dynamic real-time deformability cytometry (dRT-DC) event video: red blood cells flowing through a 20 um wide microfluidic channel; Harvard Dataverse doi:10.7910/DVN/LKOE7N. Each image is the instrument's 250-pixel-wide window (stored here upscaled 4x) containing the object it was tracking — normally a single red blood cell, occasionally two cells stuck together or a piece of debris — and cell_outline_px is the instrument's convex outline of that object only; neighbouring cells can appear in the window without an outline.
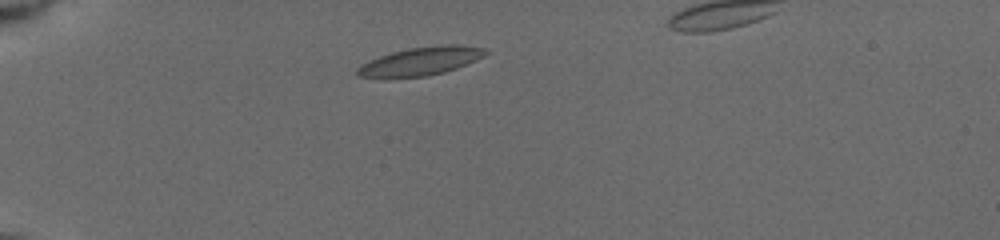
{"species": "common noctule bat (a hibernating species)", "species_latin": "Nyctalus noctula", "temperature_condition": "cold", "stored_images_in_passage": 72, "camera_frame_rate_fps": 3000, "um_per_image_px": 0.085, "animal": {"sex": "female", "body_mass_g": 19.5, "forearm_length_mm": 54.1}, "frame": {"image": 1, "passage_image": 1, "time_ms": 0.0, "image_size_px": [1000, 240], "cell_outline_px": [[488, 52], [484, 56], [476, 60], [456, 68], [444, 72], [428, 76], [356, 76], [356, 68], [380, 56], [392, 52], [408, 48], [448, 44], [452, 44], [484, 48]], "centroid_in_image_um": [35.82, 5.18], "position_along_channel_um": 49.2, "area_um2": 20.46}}
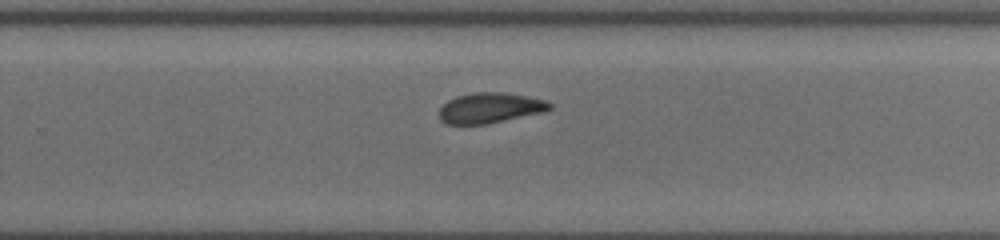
{"frame": {"image": 2, "passage_image": 41, "time_ms": 7.0, "image_size_px": [1000, 240], "cell_outline_px": [[552, 108], [544, 112], [484, 124], [448, 124], [440, 120], [440, 108], [448, 100], [456, 96], [476, 92], [504, 92], [544, 100], [552, 104]], "centroid_in_image_um": [41.64, 9.17], "position_along_channel_um": 288.2, "area_um2": 19.31}}
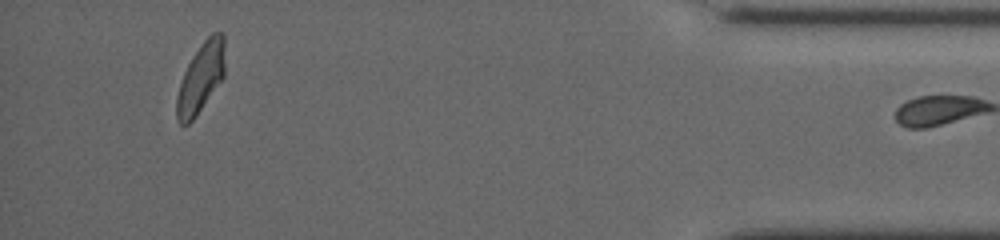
{"frame": {"image": 3, "passage_image": 70, "time_ms": 11.667, "image_size_px": [1000, 240], "cell_outline_px": [[224, 76], [196, 116], [188, 124], [180, 124], [176, 120], [176, 100], [180, 84], [184, 72], [192, 56], [204, 40], [212, 32], [224, 32]], "centroid_in_image_um": [17.07, 6.6], "position_along_channel_um": 418.1, "area_um2": 19.42}}